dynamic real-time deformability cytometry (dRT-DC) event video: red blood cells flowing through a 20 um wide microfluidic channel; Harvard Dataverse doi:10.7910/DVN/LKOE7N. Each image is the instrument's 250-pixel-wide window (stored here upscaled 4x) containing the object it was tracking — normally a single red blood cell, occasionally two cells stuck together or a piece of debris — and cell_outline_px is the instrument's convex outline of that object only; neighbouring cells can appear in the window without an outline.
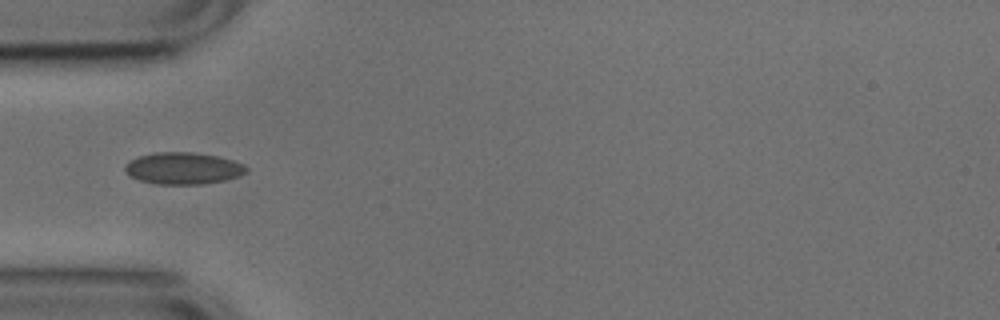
{"species": "common noctule bat (a hibernating species)", "species_latin": "Nyctalus noctula", "temperature_condition": "cold", "stored_images_in_passage": 25, "camera_frame_rate_fps": 3000, "um_per_image_px": 0.085, "animal": {"sex": "male", "body_mass_g": 17.9, "forearm_length_mm": 54.2}, "frame": {"image": 1, "passage_image": 4, "time_ms": 1.0, "image_size_px": [1000, 320], "cell_outline_px": [[248, 172], [224, 180], [204, 184], [160, 184], [140, 180], [128, 176], [124, 168], [124, 164], [140, 156], [156, 152], [192, 152], [216, 156], [232, 160], [244, 164], [248, 168]], "centroid_in_image_um": [15.56, 14.3], "position_along_channel_um": 69.4, "area_um2": 22.37}}